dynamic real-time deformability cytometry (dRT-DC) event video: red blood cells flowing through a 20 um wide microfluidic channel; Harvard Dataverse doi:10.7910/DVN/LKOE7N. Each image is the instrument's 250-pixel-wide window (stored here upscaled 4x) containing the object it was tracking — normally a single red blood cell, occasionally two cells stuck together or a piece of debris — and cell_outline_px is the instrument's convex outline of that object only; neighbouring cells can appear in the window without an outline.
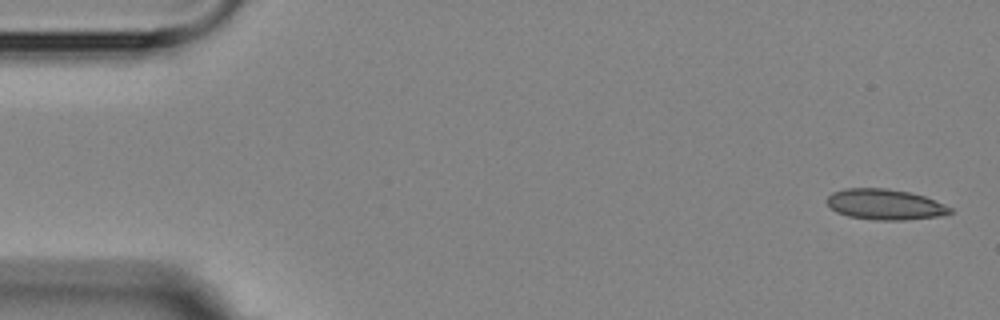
{"species": "Egyptian fruit bat (a non-hibernating species)", "species_latin": "Rousettus aegyptiacus", "temperature_condition": "room temperature", "stored_images_in_passage": 4, "camera_frame_rate_fps": 3000, "um_per_image_px": 0.085, "animal": {"sex": "female"}, "frame": {"image": 1, "passage_image": 1, "time_ms": 0.0, "image_size_px": [1000, 320], "cell_outline_px": [[952, 212], [944, 216], [904, 220], [876, 220], [848, 216], [836, 212], [824, 200], [832, 192], [844, 188], [888, 188], [908, 192], [924, 196], [944, 204], [952, 208]], "centroid_in_image_um": [75.22, 17.38], "position_along_channel_um": 9.8, "area_um2": 22.14}}